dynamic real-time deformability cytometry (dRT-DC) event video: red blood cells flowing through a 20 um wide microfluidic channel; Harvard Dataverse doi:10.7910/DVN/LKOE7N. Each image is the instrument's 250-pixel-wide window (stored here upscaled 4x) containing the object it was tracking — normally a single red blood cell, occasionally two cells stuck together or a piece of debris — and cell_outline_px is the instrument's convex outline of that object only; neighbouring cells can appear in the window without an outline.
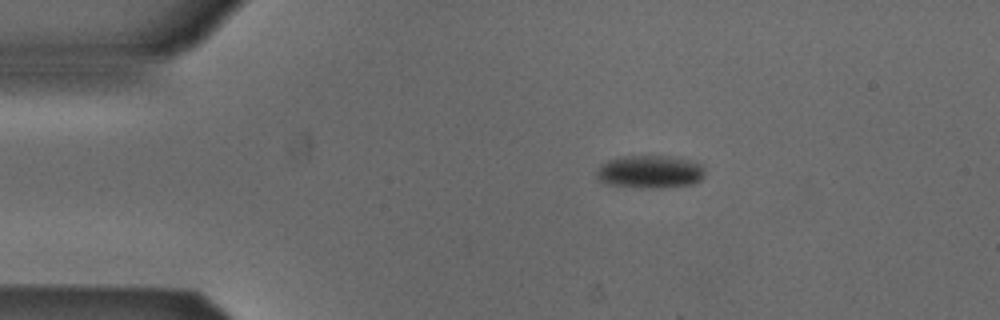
{"species": "Egyptian fruit bat (a non-hibernating species)", "species_latin": "Rousettus aegyptiacus", "temperature_condition": "cold", "stored_images_in_passage": 44, "camera_frame_rate_fps": 3000, "um_per_image_px": 0.085, "animal": {"sex": "male"}, "frame": {"image": 1, "passage_image": 1, "time_ms": 0.0, "image_size_px": [1000, 320], "cell_outline_px": [[704, 176], [700, 180], [692, 184], [608, 184], [600, 180], [596, 176], [596, 168], [600, 164], [616, 156], [668, 156], [700, 164], [704, 168]], "centroid_in_image_um": [55.18, 14.51], "position_along_channel_um": 29.8, "area_um2": 19.31}}
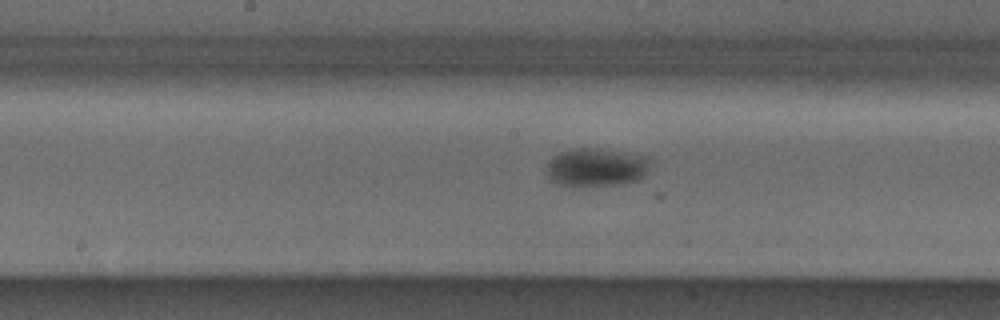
{"frame": {"image": 2, "passage_image": 18, "time_ms": 5.667, "image_size_px": [1000, 320], "cell_outline_px": [[648, 160], [644, 172], [640, 180], [616, 184], [580, 188], [560, 184], [552, 180], [548, 176], [548, 164], [560, 152], [572, 148], [600, 148], [648, 156]], "centroid_in_image_um": [50.66, 14.23], "position_along_channel_um": 197.5, "area_um2": 23.0}}
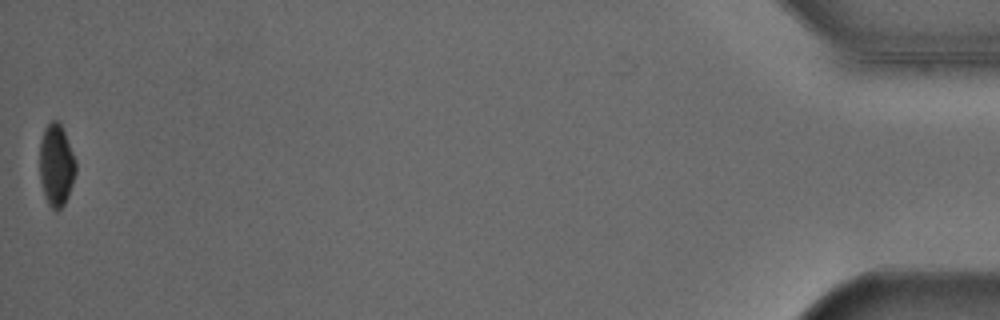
{"frame": {"image": 3, "passage_image": 44, "time_ms": 14.333, "image_size_px": [1000, 320], "cell_outline_px": [[76, 172], [68, 196], [64, 204], [56, 212], [48, 204], [44, 196], [40, 180], [40, 140], [44, 128], [52, 120], [56, 120], [60, 124], [64, 132], [76, 160]], "centroid_in_image_um": [4.78, 14.05], "position_along_channel_um": 430.4, "area_um2": 17.28}, "authors_computed_cell_mechanics": {"area_um2": 21.386, "velocity_mm_per_s": 3.8751, "shape_relaxation_time_tau1_ms": 6.0991, "shape_relaxation_time_tau2_ms": null, "deformation_change_tau1": 0.074, "deformation_change_tau2": null}}